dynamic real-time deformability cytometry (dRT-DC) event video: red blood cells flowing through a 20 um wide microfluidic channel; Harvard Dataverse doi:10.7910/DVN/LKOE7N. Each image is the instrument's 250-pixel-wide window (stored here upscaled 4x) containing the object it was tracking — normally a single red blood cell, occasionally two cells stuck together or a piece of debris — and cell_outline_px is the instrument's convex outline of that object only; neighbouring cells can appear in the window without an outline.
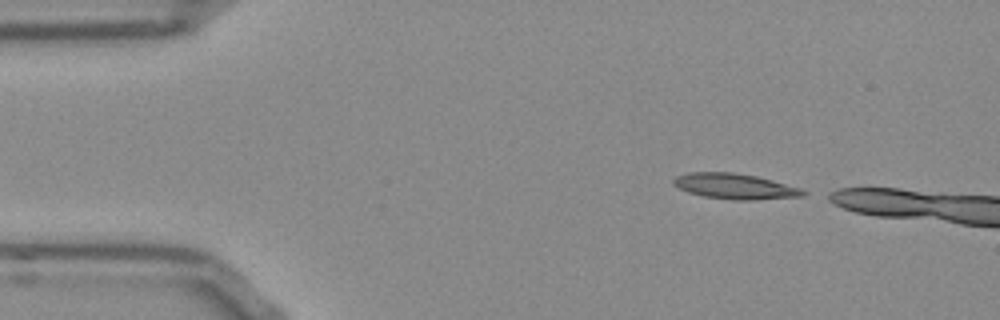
{"species": "Egyptian fruit bat (a non-hibernating species)", "species_latin": "Rousettus aegyptiacus", "temperature_condition": "room temperature", "stored_images_in_passage": 10, "camera_frame_rate_fps": 3000, "um_per_image_px": 0.085, "frame": {"image": 1, "passage_image": 1, "time_ms": 0.0, "image_size_px": [1000, 320], "cell_outline_px": [[812, 192], [804, 196], [756, 200], [732, 200], [704, 196], [688, 192], [672, 184], [672, 180], [676, 176], [688, 172], [732, 172], [756, 176], [804, 188]], "centroid_in_image_um": [62.55, 15.84], "position_along_channel_um": 22.5, "area_um2": 19.59}}
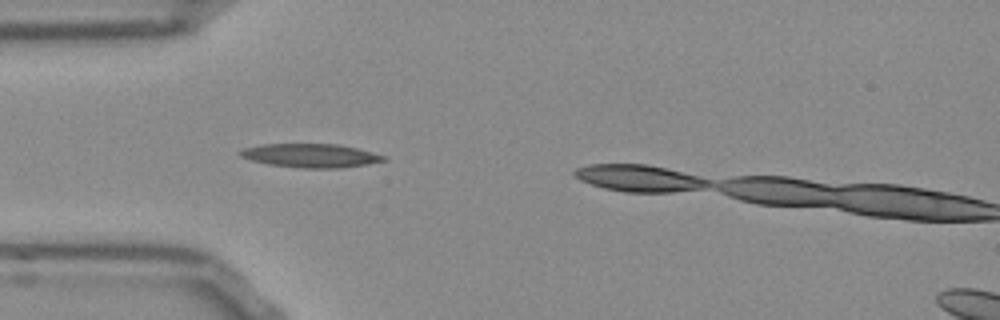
{"frame": {"image": 2, "passage_image": 9, "time_ms": 2.667, "image_size_px": [1000, 320], "cell_outline_px": [[388, 160], [368, 164], [340, 168], [300, 168], [268, 164], [252, 160], [240, 156], [236, 152], [244, 148], [264, 144], [336, 144], [356, 148], [388, 156]], "centroid_in_image_um": [26.43, 13.23], "position_along_channel_um": 58.6, "area_um2": 19.88}}